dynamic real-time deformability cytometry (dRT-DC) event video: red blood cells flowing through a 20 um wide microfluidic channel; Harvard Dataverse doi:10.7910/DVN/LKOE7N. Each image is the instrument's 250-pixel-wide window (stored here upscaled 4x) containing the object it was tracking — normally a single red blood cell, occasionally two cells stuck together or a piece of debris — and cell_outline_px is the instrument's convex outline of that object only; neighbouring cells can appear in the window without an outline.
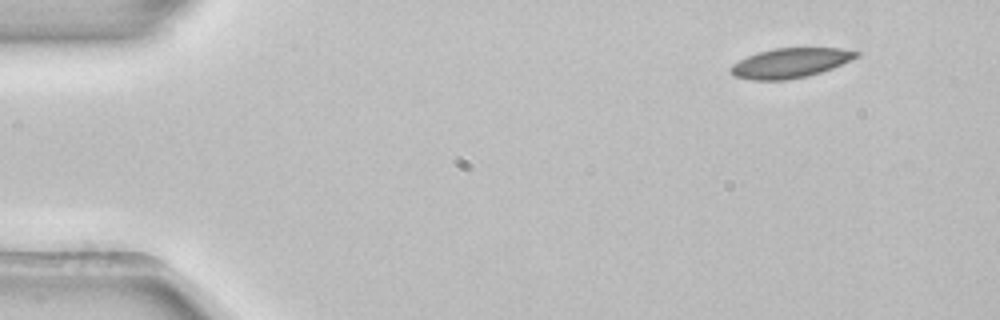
{"species": "common noctule bat (a hibernating species)", "species_latin": "Nyctalus noctula", "temperature_condition": "room temperature", "stored_images_in_passage": 3, "camera_frame_rate_fps": 3000, "um_per_image_px": 0.085, "animal": {"sex": "female", "body_mass_g": 22.7, "forearm_length_mm": 54.2}, "frame": {"image": 1, "passage_image": 1, "time_ms": 0.0, "image_size_px": [1000, 320], "cell_outline_px": [[860, 56], [832, 68], [820, 72], [804, 76], [784, 80], [748, 80], [736, 76], [728, 68], [732, 64], [756, 52], [776, 48], [840, 48], [860, 52]], "centroid_in_image_um": [67.16, 5.34], "position_along_channel_um": 17.8, "area_um2": 21.56}}